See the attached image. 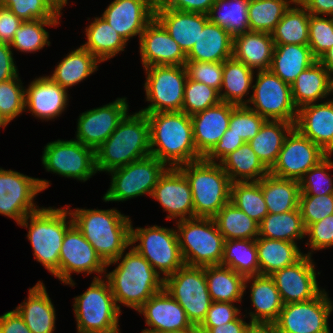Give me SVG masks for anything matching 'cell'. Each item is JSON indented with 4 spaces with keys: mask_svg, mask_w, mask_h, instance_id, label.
<instances>
[{
    "mask_svg": "<svg viewBox=\"0 0 333 333\" xmlns=\"http://www.w3.org/2000/svg\"><path fill=\"white\" fill-rule=\"evenodd\" d=\"M128 250L106 264L104 277L109 282L119 310L121 311L120 307L123 305L137 311L163 289L164 279L134 248L129 247ZM112 264L118 265L111 272H107V268Z\"/></svg>",
    "mask_w": 333,
    "mask_h": 333,
    "instance_id": "1",
    "label": "cell"
},
{
    "mask_svg": "<svg viewBox=\"0 0 333 333\" xmlns=\"http://www.w3.org/2000/svg\"><path fill=\"white\" fill-rule=\"evenodd\" d=\"M73 224L105 264L116 260L131 245V217L116 208H70Z\"/></svg>",
    "mask_w": 333,
    "mask_h": 333,
    "instance_id": "2",
    "label": "cell"
},
{
    "mask_svg": "<svg viewBox=\"0 0 333 333\" xmlns=\"http://www.w3.org/2000/svg\"><path fill=\"white\" fill-rule=\"evenodd\" d=\"M150 126V154L167 167L202 159L197 153L191 116L180 112L146 114Z\"/></svg>",
    "mask_w": 333,
    "mask_h": 333,
    "instance_id": "3",
    "label": "cell"
},
{
    "mask_svg": "<svg viewBox=\"0 0 333 333\" xmlns=\"http://www.w3.org/2000/svg\"><path fill=\"white\" fill-rule=\"evenodd\" d=\"M150 154V126L146 114L128 112L109 138L95 150L97 172H109Z\"/></svg>",
    "mask_w": 333,
    "mask_h": 333,
    "instance_id": "4",
    "label": "cell"
},
{
    "mask_svg": "<svg viewBox=\"0 0 333 333\" xmlns=\"http://www.w3.org/2000/svg\"><path fill=\"white\" fill-rule=\"evenodd\" d=\"M28 229L33 256L49 273L59 280V257L66 231L73 225L69 209L40 207L28 214L18 226Z\"/></svg>",
    "mask_w": 333,
    "mask_h": 333,
    "instance_id": "5",
    "label": "cell"
},
{
    "mask_svg": "<svg viewBox=\"0 0 333 333\" xmlns=\"http://www.w3.org/2000/svg\"><path fill=\"white\" fill-rule=\"evenodd\" d=\"M178 168L191 187L194 217L213 218L230 202L232 182L220 163L202 158Z\"/></svg>",
    "mask_w": 333,
    "mask_h": 333,
    "instance_id": "6",
    "label": "cell"
},
{
    "mask_svg": "<svg viewBox=\"0 0 333 333\" xmlns=\"http://www.w3.org/2000/svg\"><path fill=\"white\" fill-rule=\"evenodd\" d=\"M73 302L77 333H121L122 313L105 277L93 278L86 291L74 297Z\"/></svg>",
    "mask_w": 333,
    "mask_h": 333,
    "instance_id": "7",
    "label": "cell"
},
{
    "mask_svg": "<svg viewBox=\"0 0 333 333\" xmlns=\"http://www.w3.org/2000/svg\"><path fill=\"white\" fill-rule=\"evenodd\" d=\"M175 223L185 265H220L225 239L213 218L194 217Z\"/></svg>",
    "mask_w": 333,
    "mask_h": 333,
    "instance_id": "8",
    "label": "cell"
},
{
    "mask_svg": "<svg viewBox=\"0 0 333 333\" xmlns=\"http://www.w3.org/2000/svg\"><path fill=\"white\" fill-rule=\"evenodd\" d=\"M131 247L142 255L165 279L185 265L176 228L152 225L134 228L131 223ZM138 244L135 245V243Z\"/></svg>",
    "mask_w": 333,
    "mask_h": 333,
    "instance_id": "9",
    "label": "cell"
},
{
    "mask_svg": "<svg viewBox=\"0 0 333 333\" xmlns=\"http://www.w3.org/2000/svg\"><path fill=\"white\" fill-rule=\"evenodd\" d=\"M168 167L149 155L109 172L111 184L103 195L104 202H123L143 195L151 197L160 176Z\"/></svg>",
    "mask_w": 333,
    "mask_h": 333,
    "instance_id": "10",
    "label": "cell"
},
{
    "mask_svg": "<svg viewBox=\"0 0 333 333\" xmlns=\"http://www.w3.org/2000/svg\"><path fill=\"white\" fill-rule=\"evenodd\" d=\"M143 69L146 74L145 99L149 105L139 111L144 114L182 111L188 78L185 66H148Z\"/></svg>",
    "mask_w": 333,
    "mask_h": 333,
    "instance_id": "11",
    "label": "cell"
},
{
    "mask_svg": "<svg viewBox=\"0 0 333 333\" xmlns=\"http://www.w3.org/2000/svg\"><path fill=\"white\" fill-rule=\"evenodd\" d=\"M163 288L182 306L191 324L197 328L212 303L205 266L184 265L164 279Z\"/></svg>",
    "mask_w": 333,
    "mask_h": 333,
    "instance_id": "12",
    "label": "cell"
},
{
    "mask_svg": "<svg viewBox=\"0 0 333 333\" xmlns=\"http://www.w3.org/2000/svg\"><path fill=\"white\" fill-rule=\"evenodd\" d=\"M252 95L246 105L266 120L296 123L298 109L292 99L290 84L270 70L256 71Z\"/></svg>",
    "mask_w": 333,
    "mask_h": 333,
    "instance_id": "13",
    "label": "cell"
},
{
    "mask_svg": "<svg viewBox=\"0 0 333 333\" xmlns=\"http://www.w3.org/2000/svg\"><path fill=\"white\" fill-rule=\"evenodd\" d=\"M46 171L61 177L86 182L97 173L95 150L74 139L55 140L43 148Z\"/></svg>",
    "mask_w": 333,
    "mask_h": 333,
    "instance_id": "14",
    "label": "cell"
},
{
    "mask_svg": "<svg viewBox=\"0 0 333 333\" xmlns=\"http://www.w3.org/2000/svg\"><path fill=\"white\" fill-rule=\"evenodd\" d=\"M49 186L46 179L0 167V215L13 219L18 225L28 214L40 209L34 199Z\"/></svg>",
    "mask_w": 333,
    "mask_h": 333,
    "instance_id": "15",
    "label": "cell"
},
{
    "mask_svg": "<svg viewBox=\"0 0 333 333\" xmlns=\"http://www.w3.org/2000/svg\"><path fill=\"white\" fill-rule=\"evenodd\" d=\"M325 290L312 300L283 304L271 328L276 333H331L328 320L333 301Z\"/></svg>",
    "mask_w": 333,
    "mask_h": 333,
    "instance_id": "16",
    "label": "cell"
},
{
    "mask_svg": "<svg viewBox=\"0 0 333 333\" xmlns=\"http://www.w3.org/2000/svg\"><path fill=\"white\" fill-rule=\"evenodd\" d=\"M106 264L98 256L93 246L73 224L65 233L59 257V280L64 285L74 287L73 273H85L93 278L105 276Z\"/></svg>",
    "mask_w": 333,
    "mask_h": 333,
    "instance_id": "17",
    "label": "cell"
},
{
    "mask_svg": "<svg viewBox=\"0 0 333 333\" xmlns=\"http://www.w3.org/2000/svg\"><path fill=\"white\" fill-rule=\"evenodd\" d=\"M328 154L304 136L296 127L287 135L270 174L282 179L299 181Z\"/></svg>",
    "mask_w": 333,
    "mask_h": 333,
    "instance_id": "18",
    "label": "cell"
},
{
    "mask_svg": "<svg viewBox=\"0 0 333 333\" xmlns=\"http://www.w3.org/2000/svg\"><path fill=\"white\" fill-rule=\"evenodd\" d=\"M129 111L126 97L81 113L77 119L75 139L96 150L115 131Z\"/></svg>",
    "mask_w": 333,
    "mask_h": 333,
    "instance_id": "19",
    "label": "cell"
},
{
    "mask_svg": "<svg viewBox=\"0 0 333 333\" xmlns=\"http://www.w3.org/2000/svg\"><path fill=\"white\" fill-rule=\"evenodd\" d=\"M312 259L311 256L304 255L293 265L279 269L270 275L283 304L312 300L325 289L318 286L316 275H320V272L315 270Z\"/></svg>",
    "mask_w": 333,
    "mask_h": 333,
    "instance_id": "20",
    "label": "cell"
},
{
    "mask_svg": "<svg viewBox=\"0 0 333 333\" xmlns=\"http://www.w3.org/2000/svg\"><path fill=\"white\" fill-rule=\"evenodd\" d=\"M151 198L167 212L166 220L194 218L191 187L178 167H168L165 170L154 187Z\"/></svg>",
    "mask_w": 333,
    "mask_h": 333,
    "instance_id": "21",
    "label": "cell"
},
{
    "mask_svg": "<svg viewBox=\"0 0 333 333\" xmlns=\"http://www.w3.org/2000/svg\"><path fill=\"white\" fill-rule=\"evenodd\" d=\"M138 40L143 68L185 65L187 61L186 54L179 44L156 18L145 27Z\"/></svg>",
    "mask_w": 333,
    "mask_h": 333,
    "instance_id": "22",
    "label": "cell"
},
{
    "mask_svg": "<svg viewBox=\"0 0 333 333\" xmlns=\"http://www.w3.org/2000/svg\"><path fill=\"white\" fill-rule=\"evenodd\" d=\"M155 6L152 0H113L100 16L129 43L155 18Z\"/></svg>",
    "mask_w": 333,
    "mask_h": 333,
    "instance_id": "23",
    "label": "cell"
},
{
    "mask_svg": "<svg viewBox=\"0 0 333 333\" xmlns=\"http://www.w3.org/2000/svg\"><path fill=\"white\" fill-rule=\"evenodd\" d=\"M137 312L144 316L148 327L142 332L197 330L187 318L182 306L164 288L146 301Z\"/></svg>",
    "mask_w": 333,
    "mask_h": 333,
    "instance_id": "24",
    "label": "cell"
},
{
    "mask_svg": "<svg viewBox=\"0 0 333 333\" xmlns=\"http://www.w3.org/2000/svg\"><path fill=\"white\" fill-rule=\"evenodd\" d=\"M68 90L62 88L48 75L39 76L25 87V112L29 111L42 121L54 120L66 111L69 103Z\"/></svg>",
    "mask_w": 333,
    "mask_h": 333,
    "instance_id": "25",
    "label": "cell"
},
{
    "mask_svg": "<svg viewBox=\"0 0 333 333\" xmlns=\"http://www.w3.org/2000/svg\"><path fill=\"white\" fill-rule=\"evenodd\" d=\"M295 127L325 153L333 155V98L300 107Z\"/></svg>",
    "mask_w": 333,
    "mask_h": 333,
    "instance_id": "26",
    "label": "cell"
},
{
    "mask_svg": "<svg viewBox=\"0 0 333 333\" xmlns=\"http://www.w3.org/2000/svg\"><path fill=\"white\" fill-rule=\"evenodd\" d=\"M235 105L220 101L191 116L197 153L204 158L229 128L231 111Z\"/></svg>",
    "mask_w": 333,
    "mask_h": 333,
    "instance_id": "27",
    "label": "cell"
},
{
    "mask_svg": "<svg viewBox=\"0 0 333 333\" xmlns=\"http://www.w3.org/2000/svg\"><path fill=\"white\" fill-rule=\"evenodd\" d=\"M247 287L250 288V301L254 310L248 313L250 322L255 326H271L283 308V302L273 279L270 275L246 277L244 293Z\"/></svg>",
    "mask_w": 333,
    "mask_h": 333,
    "instance_id": "28",
    "label": "cell"
},
{
    "mask_svg": "<svg viewBox=\"0 0 333 333\" xmlns=\"http://www.w3.org/2000/svg\"><path fill=\"white\" fill-rule=\"evenodd\" d=\"M26 298L15 309L32 333H54L56 310L43 281L29 288Z\"/></svg>",
    "mask_w": 333,
    "mask_h": 333,
    "instance_id": "29",
    "label": "cell"
},
{
    "mask_svg": "<svg viewBox=\"0 0 333 333\" xmlns=\"http://www.w3.org/2000/svg\"><path fill=\"white\" fill-rule=\"evenodd\" d=\"M155 18L187 54L200 35V30L209 21L208 15L174 9L155 8Z\"/></svg>",
    "mask_w": 333,
    "mask_h": 333,
    "instance_id": "30",
    "label": "cell"
},
{
    "mask_svg": "<svg viewBox=\"0 0 333 333\" xmlns=\"http://www.w3.org/2000/svg\"><path fill=\"white\" fill-rule=\"evenodd\" d=\"M290 86L297 109L333 96V77L318 60L301 72Z\"/></svg>",
    "mask_w": 333,
    "mask_h": 333,
    "instance_id": "31",
    "label": "cell"
},
{
    "mask_svg": "<svg viewBox=\"0 0 333 333\" xmlns=\"http://www.w3.org/2000/svg\"><path fill=\"white\" fill-rule=\"evenodd\" d=\"M274 48L267 32L249 31L233 38V57L255 71L270 69Z\"/></svg>",
    "mask_w": 333,
    "mask_h": 333,
    "instance_id": "32",
    "label": "cell"
},
{
    "mask_svg": "<svg viewBox=\"0 0 333 333\" xmlns=\"http://www.w3.org/2000/svg\"><path fill=\"white\" fill-rule=\"evenodd\" d=\"M186 57L187 61L224 62L233 57V37L226 29L208 21Z\"/></svg>",
    "mask_w": 333,
    "mask_h": 333,
    "instance_id": "33",
    "label": "cell"
},
{
    "mask_svg": "<svg viewBox=\"0 0 333 333\" xmlns=\"http://www.w3.org/2000/svg\"><path fill=\"white\" fill-rule=\"evenodd\" d=\"M255 73L256 71L234 57L226 59L223 62L220 100L235 106H246L251 98L250 89L253 87ZM247 95L250 97L247 98Z\"/></svg>",
    "mask_w": 333,
    "mask_h": 333,
    "instance_id": "34",
    "label": "cell"
},
{
    "mask_svg": "<svg viewBox=\"0 0 333 333\" xmlns=\"http://www.w3.org/2000/svg\"><path fill=\"white\" fill-rule=\"evenodd\" d=\"M86 42L82 46L101 63L117 56L127 46L126 40L103 17H94L85 27Z\"/></svg>",
    "mask_w": 333,
    "mask_h": 333,
    "instance_id": "35",
    "label": "cell"
},
{
    "mask_svg": "<svg viewBox=\"0 0 333 333\" xmlns=\"http://www.w3.org/2000/svg\"><path fill=\"white\" fill-rule=\"evenodd\" d=\"M101 62L82 45L75 50H71L57 64L53 73L49 77L57 82L62 88L68 90L69 87L77 85L98 70Z\"/></svg>",
    "mask_w": 333,
    "mask_h": 333,
    "instance_id": "36",
    "label": "cell"
},
{
    "mask_svg": "<svg viewBox=\"0 0 333 333\" xmlns=\"http://www.w3.org/2000/svg\"><path fill=\"white\" fill-rule=\"evenodd\" d=\"M294 127V123L283 120H266L254 138L248 141L269 171L275 165L284 141Z\"/></svg>",
    "mask_w": 333,
    "mask_h": 333,
    "instance_id": "37",
    "label": "cell"
},
{
    "mask_svg": "<svg viewBox=\"0 0 333 333\" xmlns=\"http://www.w3.org/2000/svg\"><path fill=\"white\" fill-rule=\"evenodd\" d=\"M316 61L308 45H275L269 70L282 81L292 84L301 72Z\"/></svg>",
    "mask_w": 333,
    "mask_h": 333,
    "instance_id": "38",
    "label": "cell"
},
{
    "mask_svg": "<svg viewBox=\"0 0 333 333\" xmlns=\"http://www.w3.org/2000/svg\"><path fill=\"white\" fill-rule=\"evenodd\" d=\"M260 275H271L299 261L304 253L298 243L257 237L255 240Z\"/></svg>",
    "mask_w": 333,
    "mask_h": 333,
    "instance_id": "39",
    "label": "cell"
},
{
    "mask_svg": "<svg viewBox=\"0 0 333 333\" xmlns=\"http://www.w3.org/2000/svg\"><path fill=\"white\" fill-rule=\"evenodd\" d=\"M205 277L212 301L241 303L245 277L227 266H205Z\"/></svg>",
    "mask_w": 333,
    "mask_h": 333,
    "instance_id": "40",
    "label": "cell"
},
{
    "mask_svg": "<svg viewBox=\"0 0 333 333\" xmlns=\"http://www.w3.org/2000/svg\"><path fill=\"white\" fill-rule=\"evenodd\" d=\"M258 182L262 188L268 213L279 214L298 209L299 181L282 179L269 173Z\"/></svg>",
    "mask_w": 333,
    "mask_h": 333,
    "instance_id": "41",
    "label": "cell"
},
{
    "mask_svg": "<svg viewBox=\"0 0 333 333\" xmlns=\"http://www.w3.org/2000/svg\"><path fill=\"white\" fill-rule=\"evenodd\" d=\"M310 13L296 0L271 32L275 45H308Z\"/></svg>",
    "mask_w": 333,
    "mask_h": 333,
    "instance_id": "42",
    "label": "cell"
},
{
    "mask_svg": "<svg viewBox=\"0 0 333 333\" xmlns=\"http://www.w3.org/2000/svg\"><path fill=\"white\" fill-rule=\"evenodd\" d=\"M220 165L231 182L259 181L270 173L248 142L227 155Z\"/></svg>",
    "mask_w": 333,
    "mask_h": 333,
    "instance_id": "43",
    "label": "cell"
},
{
    "mask_svg": "<svg viewBox=\"0 0 333 333\" xmlns=\"http://www.w3.org/2000/svg\"><path fill=\"white\" fill-rule=\"evenodd\" d=\"M258 237L293 243L305 239L306 228L299 208L279 214L268 213L259 223Z\"/></svg>",
    "mask_w": 333,
    "mask_h": 333,
    "instance_id": "44",
    "label": "cell"
},
{
    "mask_svg": "<svg viewBox=\"0 0 333 333\" xmlns=\"http://www.w3.org/2000/svg\"><path fill=\"white\" fill-rule=\"evenodd\" d=\"M219 232L225 240H256L259 223L237 208L231 201L213 217Z\"/></svg>",
    "mask_w": 333,
    "mask_h": 333,
    "instance_id": "45",
    "label": "cell"
},
{
    "mask_svg": "<svg viewBox=\"0 0 333 333\" xmlns=\"http://www.w3.org/2000/svg\"><path fill=\"white\" fill-rule=\"evenodd\" d=\"M249 0H215L208 15L210 22L226 29L234 38L249 32Z\"/></svg>",
    "mask_w": 333,
    "mask_h": 333,
    "instance_id": "46",
    "label": "cell"
},
{
    "mask_svg": "<svg viewBox=\"0 0 333 333\" xmlns=\"http://www.w3.org/2000/svg\"><path fill=\"white\" fill-rule=\"evenodd\" d=\"M220 265L231 268L245 278L260 275L255 240H225Z\"/></svg>",
    "mask_w": 333,
    "mask_h": 333,
    "instance_id": "47",
    "label": "cell"
},
{
    "mask_svg": "<svg viewBox=\"0 0 333 333\" xmlns=\"http://www.w3.org/2000/svg\"><path fill=\"white\" fill-rule=\"evenodd\" d=\"M296 0H250L249 30L271 33Z\"/></svg>",
    "mask_w": 333,
    "mask_h": 333,
    "instance_id": "48",
    "label": "cell"
},
{
    "mask_svg": "<svg viewBox=\"0 0 333 333\" xmlns=\"http://www.w3.org/2000/svg\"><path fill=\"white\" fill-rule=\"evenodd\" d=\"M60 25V20H31L23 21L16 30L12 42L9 44L11 49L23 53H35L42 50L45 46H50L49 32L46 27H56ZM45 27V28H44Z\"/></svg>",
    "mask_w": 333,
    "mask_h": 333,
    "instance_id": "49",
    "label": "cell"
},
{
    "mask_svg": "<svg viewBox=\"0 0 333 333\" xmlns=\"http://www.w3.org/2000/svg\"><path fill=\"white\" fill-rule=\"evenodd\" d=\"M230 201L257 223L268 214L258 181L232 182Z\"/></svg>",
    "mask_w": 333,
    "mask_h": 333,
    "instance_id": "50",
    "label": "cell"
},
{
    "mask_svg": "<svg viewBox=\"0 0 333 333\" xmlns=\"http://www.w3.org/2000/svg\"><path fill=\"white\" fill-rule=\"evenodd\" d=\"M332 155H327L317 165L310 168L299 180L300 195H326L333 194Z\"/></svg>",
    "mask_w": 333,
    "mask_h": 333,
    "instance_id": "51",
    "label": "cell"
},
{
    "mask_svg": "<svg viewBox=\"0 0 333 333\" xmlns=\"http://www.w3.org/2000/svg\"><path fill=\"white\" fill-rule=\"evenodd\" d=\"M0 5L10 9L22 21L59 20L63 13L50 0H0Z\"/></svg>",
    "mask_w": 333,
    "mask_h": 333,
    "instance_id": "52",
    "label": "cell"
},
{
    "mask_svg": "<svg viewBox=\"0 0 333 333\" xmlns=\"http://www.w3.org/2000/svg\"><path fill=\"white\" fill-rule=\"evenodd\" d=\"M220 101L219 92L216 89L187 78L182 112L192 116L218 104Z\"/></svg>",
    "mask_w": 333,
    "mask_h": 333,
    "instance_id": "53",
    "label": "cell"
},
{
    "mask_svg": "<svg viewBox=\"0 0 333 333\" xmlns=\"http://www.w3.org/2000/svg\"><path fill=\"white\" fill-rule=\"evenodd\" d=\"M19 77L0 82V115L8 124L25 112V86Z\"/></svg>",
    "mask_w": 333,
    "mask_h": 333,
    "instance_id": "54",
    "label": "cell"
},
{
    "mask_svg": "<svg viewBox=\"0 0 333 333\" xmlns=\"http://www.w3.org/2000/svg\"><path fill=\"white\" fill-rule=\"evenodd\" d=\"M308 46L317 60L333 47V16L310 14Z\"/></svg>",
    "mask_w": 333,
    "mask_h": 333,
    "instance_id": "55",
    "label": "cell"
},
{
    "mask_svg": "<svg viewBox=\"0 0 333 333\" xmlns=\"http://www.w3.org/2000/svg\"><path fill=\"white\" fill-rule=\"evenodd\" d=\"M266 119L247 106H235L231 111L230 133L241 137L244 142L253 139Z\"/></svg>",
    "mask_w": 333,
    "mask_h": 333,
    "instance_id": "56",
    "label": "cell"
},
{
    "mask_svg": "<svg viewBox=\"0 0 333 333\" xmlns=\"http://www.w3.org/2000/svg\"><path fill=\"white\" fill-rule=\"evenodd\" d=\"M298 208L307 229L311 224L333 214V194L299 195Z\"/></svg>",
    "mask_w": 333,
    "mask_h": 333,
    "instance_id": "57",
    "label": "cell"
},
{
    "mask_svg": "<svg viewBox=\"0 0 333 333\" xmlns=\"http://www.w3.org/2000/svg\"><path fill=\"white\" fill-rule=\"evenodd\" d=\"M188 79L204 83L218 92L223 78V62L186 61Z\"/></svg>",
    "mask_w": 333,
    "mask_h": 333,
    "instance_id": "58",
    "label": "cell"
},
{
    "mask_svg": "<svg viewBox=\"0 0 333 333\" xmlns=\"http://www.w3.org/2000/svg\"><path fill=\"white\" fill-rule=\"evenodd\" d=\"M306 237L308 241L305 243L310 249L308 255L312 257V253L322 249L333 247V214L325 217L321 221L311 224L306 229Z\"/></svg>",
    "mask_w": 333,
    "mask_h": 333,
    "instance_id": "59",
    "label": "cell"
},
{
    "mask_svg": "<svg viewBox=\"0 0 333 333\" xmlns=\"http://www.w3.org/2000/svg\"><path fill=\"white\" fill-rule=\"evenodd\" d=\"M241 307L235 303L212 301L203 322L198 327H218L236 320L241 314Z\"/></svg>",
    "mask_w": 333,
    "mask_h": 333,
    "instance_id": "60",
    "label": "cell"
},
{
    "mask_svg": "<svg viewBox=\"0 0 333 333\" xmlns=\"http://www.w3.org/2000/svg\"><path fill=\"white\" fill-rule=\"evenodd\" d=\"M244 143L245 142L241 137L230 133V129L228 128L204 159L208 162L220 163L227 155L235 151Z\"/></svg>",
    "mask_w": 333,
    "mask_h": 333,
    "instance_id": "61",
    "label": "cell"
},
{
    "mask_svg": "<svg viewBox=\"0 0 333 333\" xmlns=\"http://www.w3.org/2000/svg\"><path fill=\"white\" fill-rule=\"evenodd\" d=\"M215 0H161L155 8L208 14Z\"/></svg>",
    "mask_w": 333,
    "mask_h": 333,
    "instance_id": "62",
    "label": "cell"
},
{
    "mask_svg": "<svg viewBox=\"0 0 333 333\" xmlns=\"http://www.w3.org/2000/svg\"><path fill=\"white\" fill-rule=\"evenodd\" d=\"M22 22L10 9L0 5V43L10 44Z\"/></svg>",
    "mask_w": 333,
    "mask_h": 333,
    "instance_id": "63",
    "label": "cell"
},
{
    "mask_svg": "<svg viewBox=\"0 0 333 333\" xmlns=\"http://www.w3.org/2000/svg\"><path fill=\"white\" fill-rule=\"evenodd\" d=\"M14 60L11 46L8 43H0V82L11 80L19 75Z\"/></svg>",
    "mask_w": 333,
    "mask_h": 333,
    "instance_id": "64",
    "label": "cell"
},
{
    "mask_svg": "<svg viewBox=\"0 0 333 333\" xmlns=\"http://www.w3.org/2000/svg\"><path fill=\"white\" fill-rule=\"evenodd\" d=\"M0 333H32L16 309L0 316Z\"/></svg>",
    "mask_w": 333,
    "mask_h": 333,
    "instance_id": "65",
    "label": "cell"
},
{
    "mask_svg": "<svg viewBox=\"0 0 333 333\" xmlns=\"http://www.w3.org/2000/svg\"><path fill=\"white\" fill-rule=\"evenodd\" d=\"M240 316L231 322L218 327H197L199 333H249L255 326L252 322L244 321Z\"/></svg>",
    "mask_w": 333,
    "mask_h": 333,
    "instance_id": "66",
    "label": "cell"
},
{
    "mask_svg": "<svg viewBox=\"0 0 333 333\" xmlns=\"http://www.w3.org/2000/svg\"><path fill=\"white\" fill-rule=\"evenodd\" d=\"M314 16H333V0H298Z\"/></svg>",
    "mask_w": 333,
    "mask_h": 333,
    "instance_id": "67",
    "label": "cell"
},
{
    "mask_svg": "<svg viewBox=\"0 0 333 333\" xmlns=\"http://www.w3.org/2000/svg\"><path fill=\"white\" fill-rule=\"evenodd\" d=\"M333 77V47L326 51L318 60Z\"/></svg>",
    "mask_w": 333,
    "mask_h": 333,
    "instance_id": "68",
    "label": "cell"
},
{
    "mask_svg": "<svg viewBox=\"0 0 333 333\" xmlns=\"http://www.w3.org/2000/svg\"><path fill=\"white\" fill-rule=\"evenodd\" d=\"M249 333H276L271 326H254Z\"/></svg>",
    "mask_w": 333,
    "mask_h": 333,
    "instance_id": "69",
    "label": "cell"
},
{
    "mask_svg": "<svg viewBox=\"0 0 333 333\" xmlns=\"http://www.w3.org/2000/svg\"><path fill=\"white\" fill-rule=\"evenodd\" d=\"M53 5L61 12L69 2L68 0H50Z\"/></svg>",
    "mask_w": 333,
    "mask_h": 333,
    "instance_id": "70",
    "label": "cell"
},
{
    "mask_svg": "<svg viewBox=\"0 0 333 333\" xmlns=\"http://www.w3.org/2000/svg\"><path fill=\"white\" fill-rule=\"evenodd\" d=\"M141 333H199L198 330H189L183 332H163V331H152V332H141Z\"/></svg>",
    "mask_w": 333,
    "mask_h": 333,
    "instance_id": "71",
    "label": "cell"
},
{
    "mask_svg": "<svg viewBox=\"0 0 333 333\" xmlns=\"http://www.w3.org/2000/svg\"><path fill=\"white\" fill-rule=\"evenodd\" d=\"M8 125V123L6 122V120L0 115V129L4 128Z\"/></svg>",
    "mask_w": 333,
    "mask_h": 333,
    "instance_id": "72",
    "label": "cell"
},
{
    "mask_svg": "<svg viewBox=\"0 0 333 333\" xmlns=\"http://www.w3.org/2000/svg\"><path fill=\"white\" fill-rule=\"evenodd\" d=\"M155 4L159 3L161 0H152Z\"/></svg>",
    "mask_w": 333,
    "mask_h": 333,
    "instance_id": "73",
    "label": "cell"
}]
</instances>
